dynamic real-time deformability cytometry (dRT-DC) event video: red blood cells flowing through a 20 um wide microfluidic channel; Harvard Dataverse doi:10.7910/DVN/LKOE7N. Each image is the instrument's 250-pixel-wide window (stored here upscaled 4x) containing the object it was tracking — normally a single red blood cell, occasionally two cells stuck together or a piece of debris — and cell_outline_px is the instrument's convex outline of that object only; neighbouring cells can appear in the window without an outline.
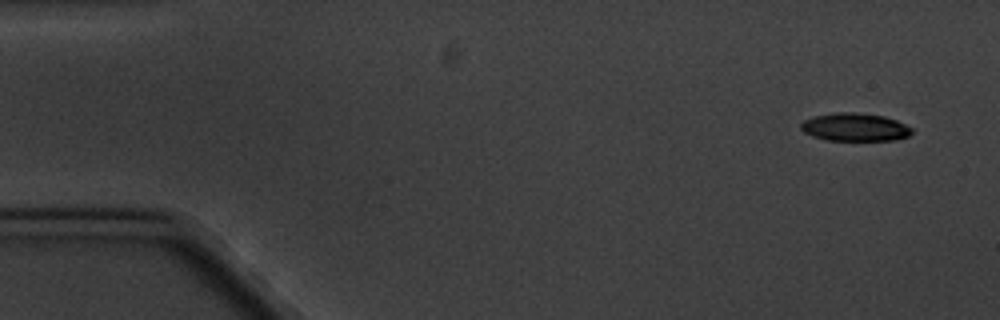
{"species": "common noctule bat (a hibernating species)", "species_latin": "Nyctalus noctula", "temperature_condition": "cold", "stored_images_in_passage": 4, "camera_frame_rate_fps": 3000, "um_per_image_px": 0.085, "animal": {"sex": "male", "body_mass_g": 20.1, "forearm_length_mm": 53.5}, "frame": {"image": 1, "passage_image": 1, "time_ms": 0.0, "image_size_px": [1000, 320], "cell_outline_px": [[912, 132], [908, 136], [896, 140], [828, 140], [812, 136], [804, 132], [800, 128], [800, 124], [804, 120], [812, 116], [836, 112], [852, 112], [884, 116], [896, 120], [912, 128]], "centroid_in_image_um": [72.64, 10.8], "position_along_channel_um": 12.4, "area_um2": 18.09}}
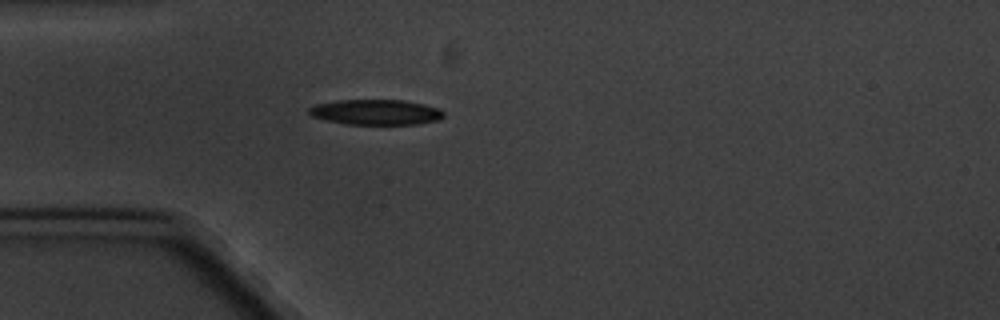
{"frame": {"image": 2, "passage_image": 4, "time_ms": 4.333, "image_size_px": [1000, 320], "cell_outline_px": [[444, 116], [440, 120], [420, 124], [348, 124], [328, 120], [312, 116], [308, 112], [308, 108], [316, 104], [336, 100], [404, 100], [424, 104], [440, 108], [444, 112]], "centroid_in_image_um": [32.0, 9.53], "position_along_channel_um": 53.0, "area_um2": 19.94}}